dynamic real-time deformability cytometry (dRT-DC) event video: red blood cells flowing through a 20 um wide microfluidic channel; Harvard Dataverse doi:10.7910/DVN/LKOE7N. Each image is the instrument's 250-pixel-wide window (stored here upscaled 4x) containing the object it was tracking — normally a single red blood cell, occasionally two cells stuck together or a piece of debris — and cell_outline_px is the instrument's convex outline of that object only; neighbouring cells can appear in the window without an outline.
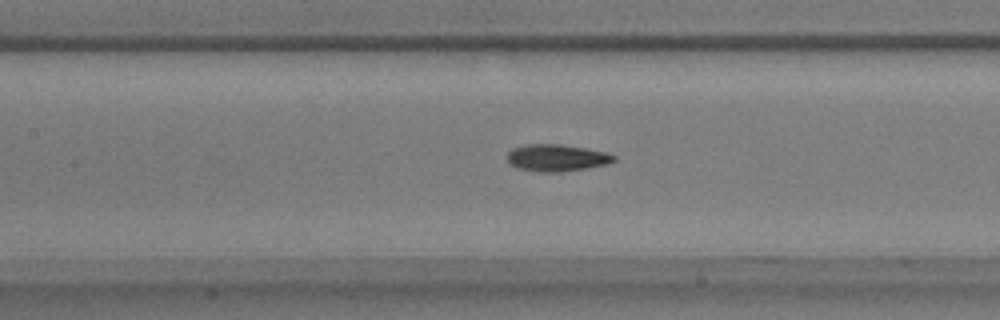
{"species": "common noctule bat (a hibernating species)", "species_latin": "Nyctalus noctula", "temperature_condition": "warm", "stored_images_in_passage": 57, "camera_frame_rate_fps": 3000, "um_per_image_px": 0.085, "animal": {"sex": "male", "body_mass_g": 17.9}, "frame": {"image": 1, "passage_image": 26, "time_ms": 8.333, "image_size_px": [1000, 320], "cell_outline_px": [[616, 160], [608, 164], [560, 172], [540, 172], [516, 168], [508, 164], [508, 152], [512, 148], [528, 144], [560, 144], [584, 148], [604, 152], [616, 156]], "centroid_in_image_um": [47.28, 13.42], "position_along_channel_um": 160.1, "area_um2": 16.7}}
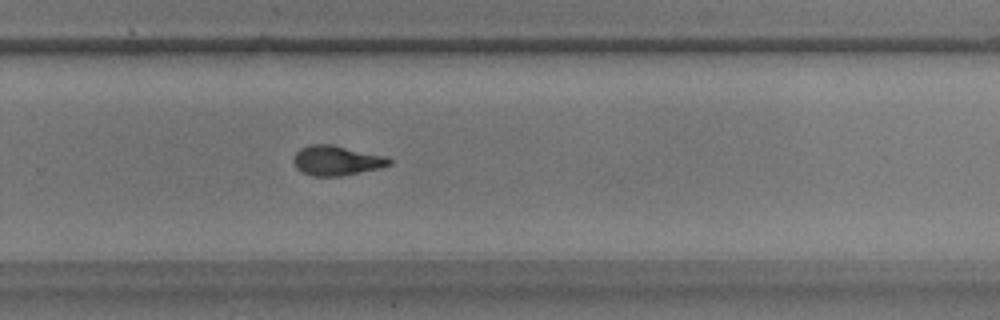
{"frame": {"image": 2, "passage_image": 38, "time_ms": 12.333, "image_size_px": [1000, 320], "cell_outline_px": [[392, 164], [380, 168], [340, 176], [312, 176], [300, 172], [296, 168], [292, 160], [292, 156], [300, 148], [308, 144], [332, 144], [388, 156], [392, 160]], "centroid_in_image_um": [28.59, 13.63], "position_along_channel_um": 301.2, "area_um2": 16.99}}
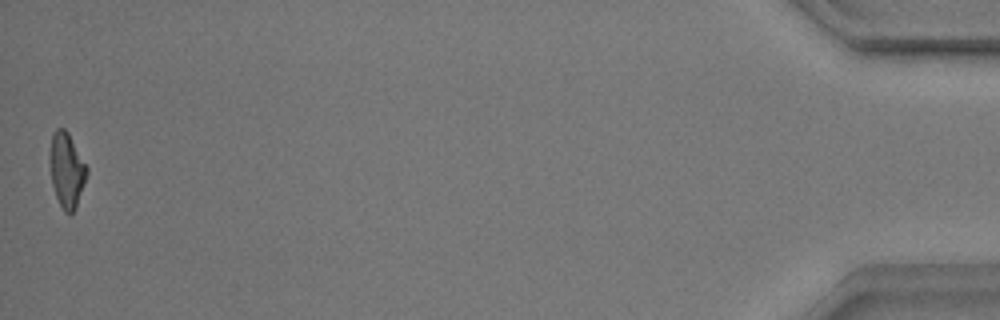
{"frame": {"image": 3, "passage_image": 57, "time_ms": 18.667, "image_size_px": [1000, 320], "cell_outline_px": [[88, 172], [76, 208], [72, 212], [64, 212], [56, 196], [52, 184], [48, 160], [48, 156], [52, 136], [56, 128], [64, 128], [68, 132], [88, 168]], "centroid_in_image_um": [5.65, 14.43], "position_along_channel_um": 429.6, "area_um2": 16.18}, "authors_computed_cell_mechanics": {"area_um2": 16.2418, "velocity_mm_per_s": 3.5409, "shape_relaxation_time_tau1_ms": 6.1801, "shape_relaxation_time_tau2_ms": 1.9717, "deformation_change_tau1": 0.1991, "deformation_change_tau2": 0.0873}}